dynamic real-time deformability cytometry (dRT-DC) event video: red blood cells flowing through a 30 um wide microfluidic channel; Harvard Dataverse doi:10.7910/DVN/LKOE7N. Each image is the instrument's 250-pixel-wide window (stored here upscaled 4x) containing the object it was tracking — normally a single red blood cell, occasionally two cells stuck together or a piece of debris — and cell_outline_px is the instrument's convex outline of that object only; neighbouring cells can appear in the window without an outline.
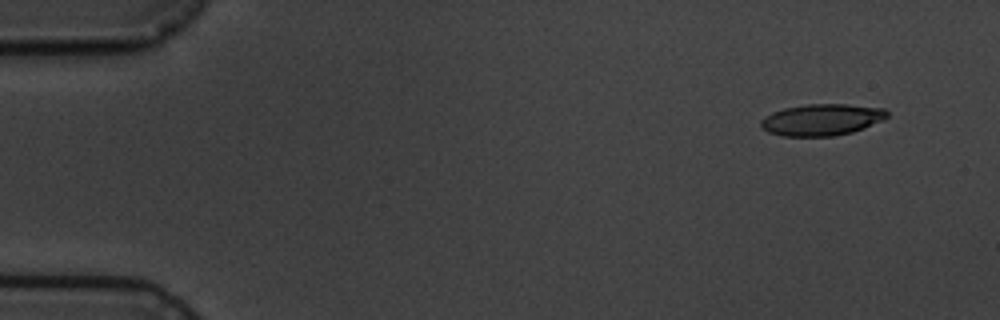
{"species": "common noctule bat (a hibernating species)", "species_latin": "Nyctalus noctula", "temperature_condition": "cold", "stored_images_in_passage": 15, "camera_frame_rate_fps": 3000, "um_per_image_px": 0.085, "animal": {"sex": "male", "body_mass_g": 19.5, "forearm_length_mm": 54.6}, "frame": {"image": 1, "passage_image": 2, "time_ms": 1.333, "image_size_px": [1000, 320], "cell_outline_px": [[888, 116], [884, 120], [864, 128], [852, 132], [832, 136], [784, 136], [768, 132], [760, 128], [760, 120], [772, 112], [784, 108], [804, 104], [848, 104], [884, 108], [888, 112]], "centroid_in_image_um": [69.85, 10.17], "position_along_channel_um": 15.2, "area_um2": 23.41}}
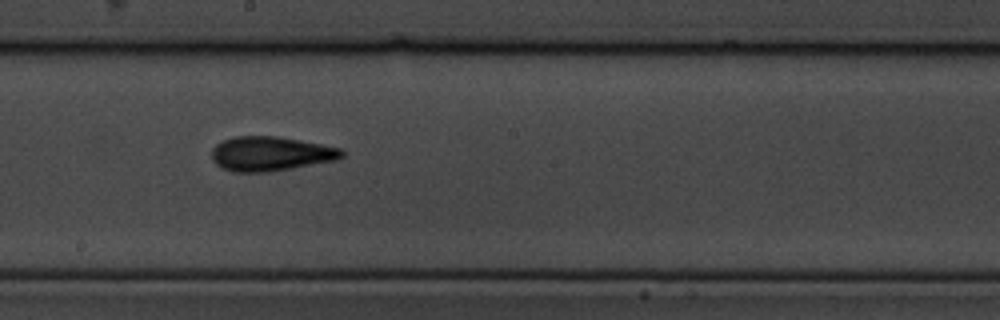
{"frame": {"image": 2, "passage_image": 9, "time_ms": 10.333, "image_size_px": [1000, 320], "cell_outline_px": [[344, 156], [340, 160], [268, 172], [232, 172], [220, 168], [212, 160], [212, 148], [216, 144], [224, 140], [236, 136], [276, 136], [300, 140], [340, 148], [344, 152]], "centroid_in_image_um": [23.0, 13.08], "position_along_channel_um": 225.2, "area_um2": 26.3}}
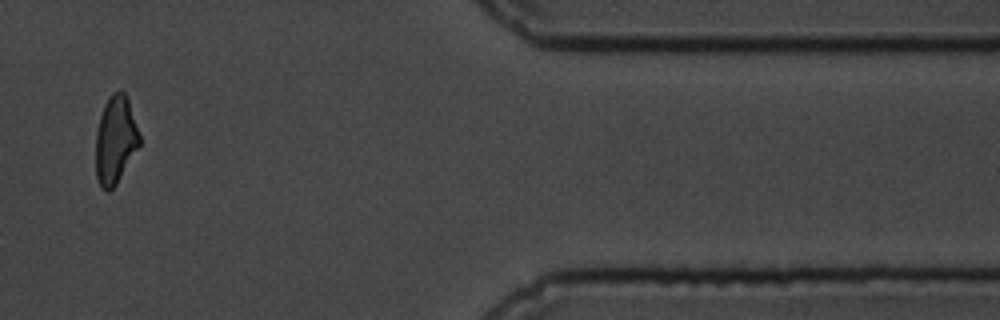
{"frame": {"image": 3, "passage_image": 14, "time_ms": 16.333, "image_size_px": [1000, 320], "cell_outline_px": [[140, 144], [116, 184], [108, 192], [100, 188], [96, 176], [96, 128], [104, 104], [108, 96], [112, 92], [120, 88], [124, 92], [128, 100], [140, 136]], "centroid_in_image_um": [9.79, 11.87], "position_along_channel_um": 401.6, "area_um2": 22.43}, "authors_computed_cell_mechanics": {"area_um2": 23.5246, "velocity_mm_per_s": 3.5646, "shape_relaxation_time_tau1_ms": 2.1471, "shape_relaxation_time_tau2_ms": 2.5647, "deformation_change_tau1": 0.1063, "deformation_change_tau2": 0.0986}}